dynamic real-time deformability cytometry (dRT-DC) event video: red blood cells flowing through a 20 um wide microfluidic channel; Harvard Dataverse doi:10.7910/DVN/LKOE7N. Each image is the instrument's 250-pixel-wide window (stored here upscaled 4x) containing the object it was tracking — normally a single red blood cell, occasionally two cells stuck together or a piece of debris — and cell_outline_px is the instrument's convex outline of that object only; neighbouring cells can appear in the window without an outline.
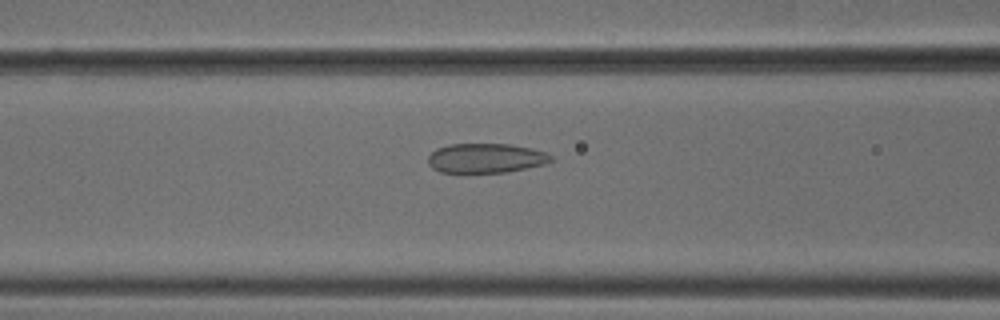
{"species": "common noctule bat (a hibernating species)", "species_latin": "Nyctalus noctula", "temperature_condition": "cold", "stored_images_in_passage": 43, "camera_frame_rate_fps": 3000, "um_per_image_px": 0.085, "animal": {"sex": "male", "body_mass_g": 18.8}, "frame": {"image": 1, "passage_image": 12, "time_ms": 3.667, "image_size_px": [1000, 320], "cell_outline_px": [[556, 160], [544, 164], [508, 172], [440, 172], [432, 168], [428, 164], [428, 156], [436, 148], [448, 144], [508, 144], [532, 148], [544, 152], [552, 156]], "centroid_in_image_um": [41.3, 13.44], "position_along_channel_um": 125.3, "area_um2": 21.21}}
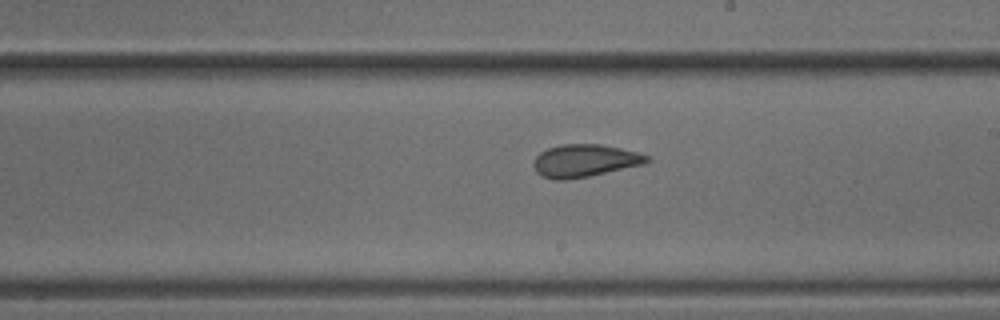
{"frame": {"image": 2, "passage_image": 21, "time_ms": 6.667, "image_size_px": [1000, 320], "cell_outline_px": [[652, 160], [644, 164], [588, 176], [564, 180], [556, 180], [544, 176], [536, 172], [532, 164], [536, 156], [540, 152], [548, 148], [560, 144], [600, 144], [620, 148], [636, 152], [648, 156]], "centroid_in_image_um": [49.68, 13.65], "position_along_channel_um": 239.3, "area_um2": 21.39}}
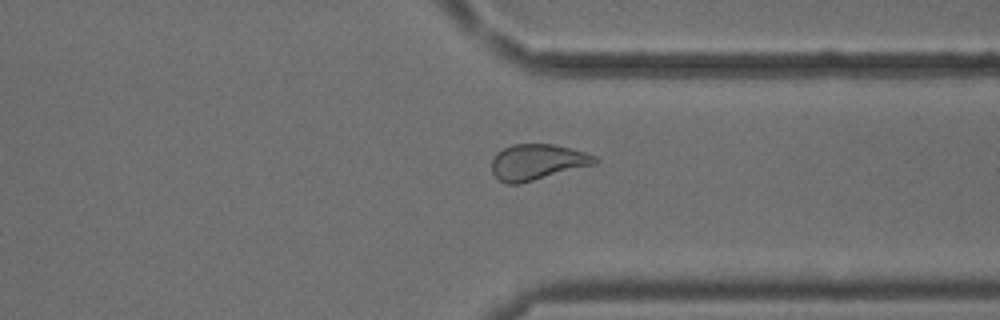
{"frame": {"image": 3, "passage_image": 31, "time_ms": 10.0, "image_size_px": [1000, 320], "cell_outline_px": [[600, 160], [596, 164], [520, 184], [504, 184], [492, 172], [492, 160], [496, 152], [512, 144], [552, 144], [572, 148], [596, 156]], "centroid_in_image_um": [45.68, 13.77], "position_along_channel_um": 365.7, "area_um2": 21.68}}